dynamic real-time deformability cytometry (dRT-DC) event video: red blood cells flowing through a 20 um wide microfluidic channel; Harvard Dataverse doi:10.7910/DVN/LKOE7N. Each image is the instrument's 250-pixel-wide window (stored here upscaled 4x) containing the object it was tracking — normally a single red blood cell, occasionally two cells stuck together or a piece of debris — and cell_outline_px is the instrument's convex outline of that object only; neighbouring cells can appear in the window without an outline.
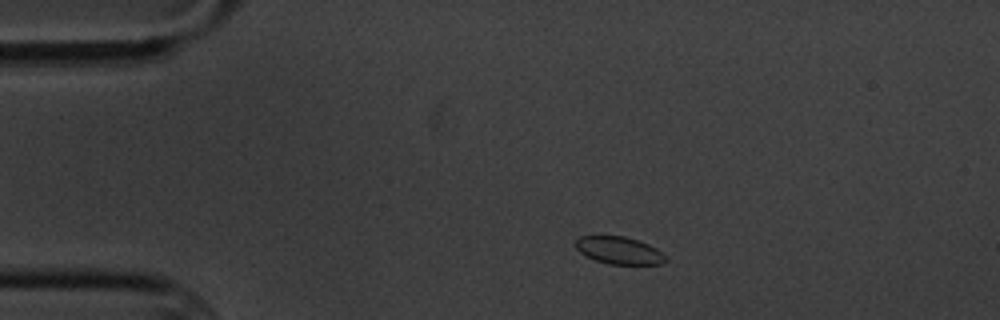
{"species": "common noctule bat (a hibernating species)", "species_latin": "Nyctalus noctula", "temperature_condition": "cold", "stored_images_in_passage": 6, "camera_frame_rate_fps": 3000, "um_per_image_px": 0.085, "animal": {"sex": "male", "body_mass_g": 20.1, "forearm_length_mm": 53.5}, "frame": {"image": 1, "passage_image": 1, "time_ms": 0.0, "image_size_px": [1000, 320], "cell_outline_px": [[668, 260], [660, 264], [608, 264], [596, 260], [580, 252], [576, 248], [576, 240], [580, 236], [624, 236], [648, 244], [656, 248]], "centroid_in_image_um": [52.62, 21.28], "position_along_channel_um": 32.4, "area_um2": 14.1}}
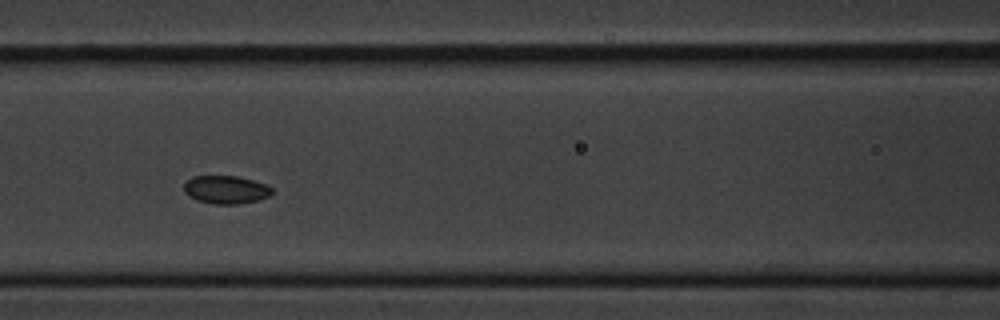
{"frame": {"image": 2, "passage_image": 5, "time_ms": 4.667, "image_size_px": [1000, 320], "cell_outline_px": [[272, 192], [268, 196], [260, 200], [236, 204], [212, 204], [196, 200], [188, 196], [184, 192], [184, 184], [192, 176], [236, 176], [268, 184], [272, 188]], "centroid_in_image_um": [19.19, 16.12], "position_along_channel_um": 147.4, "area_um2": 14.51}}
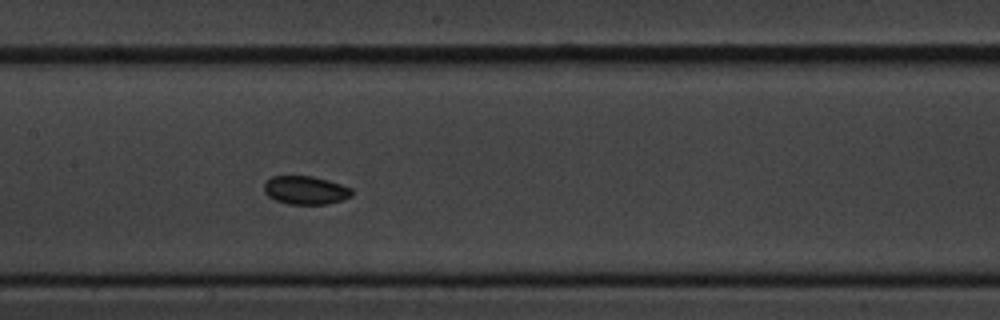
{"frame": {"image": 3, "passage_image": 6, "time_ms": 5.667, "image_size_px": [1000, 320], "cell_outline_px": [[352, 196], [344, 200], [324, 204], [288, 204], [276, 200], [268, 196], [264, 192], [264, 184], [272, 176], [312, 176], [328, 180], [352, 188]], "centroid_in_image_um": [25.98, 16.17], "position_along_channel_um": 181.4, "area_um2": 14.51}}